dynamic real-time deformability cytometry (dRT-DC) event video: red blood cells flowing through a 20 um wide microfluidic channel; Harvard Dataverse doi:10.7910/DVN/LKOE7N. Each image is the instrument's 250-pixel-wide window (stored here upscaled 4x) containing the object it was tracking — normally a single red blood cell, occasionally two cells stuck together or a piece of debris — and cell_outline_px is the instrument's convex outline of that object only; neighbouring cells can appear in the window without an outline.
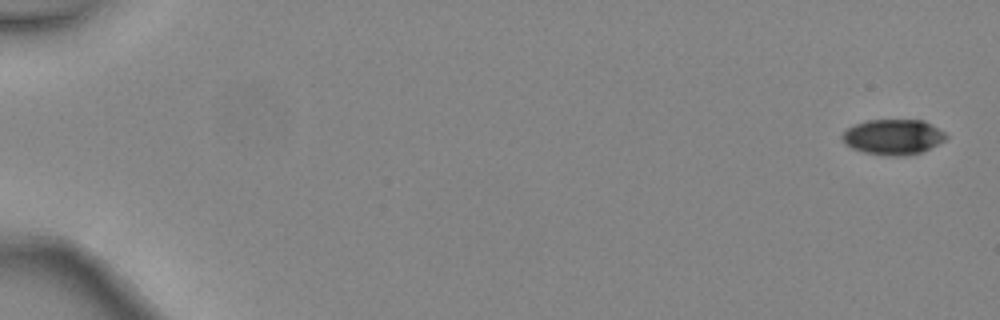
{"species": "common noctule bat (a hibernating species)", "species_latin": "Nyctalus noctula", "temperature_condition": "warm", "stored_images_in_passage": 5, "camera_frame_rate_fps": 3000, "um_per_image_px": 0.085, "animal": {"sex": "female", "body_mass_g": 24.6, "forearm_length_mm": 56.2}, "frame": {"image": 1, "passage_image": 1, "time_ms": 0.0, "image_size_px": [1000, 320], "cell_outline_px": [[948, 136], [944, 140], [920, 152], [904, 156], [888, 156], [864, 152], [852, 148], [844, 144], [840, 136], [852, 124], [868, 120], [924, 120], [932, 124], [944, 132]], "centroid_in_image_um": [75.87, 11.63], "position_along_channel_um": 9.1, "area_um2": 21.39}}
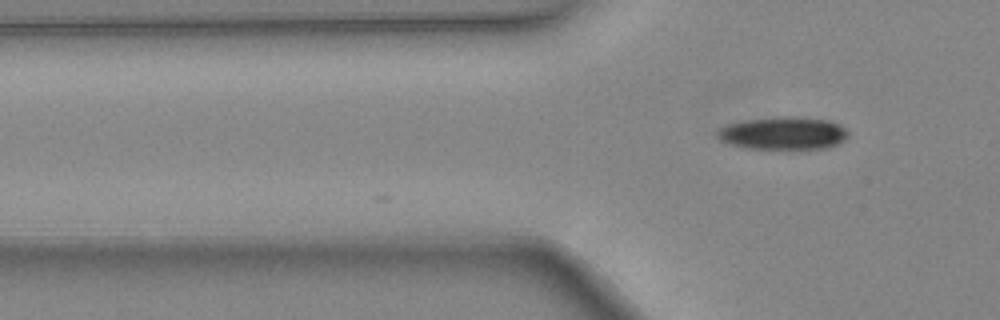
{"frame": {"image": 2, "passage_image": 5, "time_ms": 1.333, "image_size_px": [1000, 320], "cell_outline_px": [[848, 136], [840, 144], [828, 148], [748, 148], [732, 144], [720, 140], [716, 136], [716, 132], [720, 128], [728, 124], [744, 120], [776, 116], [792, 116], [828, 120], [840, 124], [848, 132]], "centroid_in_image_um": [66.59, 11.31], "position_along_channel_um": 59.2, "area_um2": 24.97}}